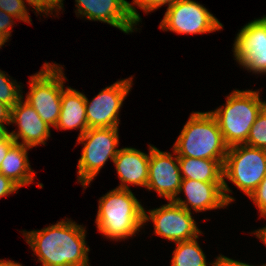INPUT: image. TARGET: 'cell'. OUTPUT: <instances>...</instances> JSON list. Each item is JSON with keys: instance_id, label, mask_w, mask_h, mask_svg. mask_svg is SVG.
Listing matches in <instances>:
<instances>
[{"instance_id": "6da1fadb", "label": "cell", "mask_w": 266, "mask_h": 266, "mask_svg": "<svg viewBox=\"0 0 266 266\" xmlns=\"http://www.w3.org/2000/svg\"><path fill=\"white\" fill-rule=\"evenodd\" d=\"M85 230L67 219L23 235L42 266H90Z\"/></svg>"}, {"instance_id": "7a4b0ae2", "label": "cell", "mask_w": 266, "mask_h": 266, "mask_svg": "<svg viewBox=\"0 0 266 266\" xmlns=\"http://www.w3.org/2000/svg\"><path fill=\"white\" fill-rule=\"evenodd\" d=\"M144 208L130 189L115 188L99 199L96 226L106 238L134 236L144 225Z\"/></svg>"}, {"instance_id": "3957f363", "label": "cell", "mask_w": 266, "mask_h": 266, "mask_svg": "<svg viewBox=\"0 0 266 266\" xmlns=\"http://www.w3.org/2000/svg\"><path fill=\"white\" fill-rule=\"evenodd\" d=\"M228 148L216 118L210 112H194L172 149L178 157L225 160Z\"/></svg>"}, {"instance_id": "277c9868", "label": "cell", "mask_w": 266, "mask_h": 266, "mask_svg": "<svg viewBox=\"0 0 266 266\" xmlns=\"http://www.w3.org/2000/svg\"><path fill=\"white\" fill-rule=\"evenodd\" d=\"M263 109L259 91L234 90L225 106L210 111L216 118L225 143L230 147L244 144L256 117Z\"/></svg>"}, {"instance_id": "5b68a950", "label": "cell", "mask_w": 266, "mask_h": 266, "mask_svg": "<svg viewBox=\"0 0 266 266\" xmlns=\"http://www.w3.org/2000/svg\"><path fill=\"white\" fill-rule=\"evenodd\" d=\"M42 67L39 72L30 76V91L25 101L49 127H55L61 111V94L65 88L66 77L58 64L45 63Z\"/></svg>"}, {"instance_id": "8992f818", "label": "cell", "mask_w": 266, "mask_h": 266, "mask_svg": "<svg viewBox=\"0 0 266 266\" xmlns=\"http://www.w3.org/2000/svg\"><path fill=\"white\" fill-rule=\"evenodd\" d=\"M78 143L84 144L78 161V182L87 187L99 173L108 158L112 161L119 149L118 128H89L78 137Z\"/></svg>"}, {"instance_id": "52a82bcc", "label": "cell", "mask_w": 266, "mask_h": 266, "mask_svg": "<svg viewBox=\"0 0 266 266\" xmlns=\"http://www.w3.org/2000/svg\"><path fill=\"white\" fill-rule=\"evenodd\" d=\"M266 176V150L245 144L228 148L223 163V179L227 178L247 196Z\"/></svg>"}, {"instance_id": "ba28073f", "label": "cell", "mask_w": 266, "mask_h": 266, "mask_svg": "<svg viewBox=\"0 0 266 266\" xmlns=\"http://www.w3.org/2000/svg\"><path fill=\"white\" fill-rule=\"evenodd\" d=\"M223 25L203 5L193 0H177L160 22V29L177 34H202L218 31Z\"/></svg>"}, {"instance_id": "9c48e42d", "label": "cell", "mask_w": 266, "mask_h": 266, "mask_svg": "<svg viewBox=\"0 0 266 266\" xmlns=\"http://www.w3.org/2000/svg\"><path fill=\"white\" fill-rule=\"evenodd\" d=\"M148 211L149 215L144 209V224L151 219L155 234L163 238L176 243L198 238L201 234L192 213L172 200L166 205Z\"/></svg>"}, {"instance_id": "30bf717a", "label": "cell", "mask_w": 266, "mask_h": 266, "mask_svg": "<svg viewBox=\"0 0 266 266\" xmlns=\"http://www.w3.org/2000/svg\"><path fill=\"white\" fill-rule=\"evenodd\" d=\"M132 85L130 77L107 86L90 102L85 96L88 129L118 128L119 110Z\"/></svg>"}, {"instance_id": "8fae6325", "label": "cell", "mask_w": 266, "mask_h": 266, "mask_svg": "<svg viewBox=\"0 0 266 266\" xmlns=\"http://www.w3.org/2000/svg\"><path fill=\"white\" fill-rule=\"evenodd\" d=\"M234 57L245 69L266 73V18L246 24L234 42Z\"/></svg>"}, {"instance_id": "7c38bea8", "label": "cell", "mask_w": 266, "mask_h": 266, "mask_svg": "<svg viewBox=\"0 0 266 266\" xmlns=\"http://www.w3.org/2000/svg\"><path fill=\"white\" fill-rule=\"evenodd\" d=\"M79 15L88 20L102 21L123 31L133 32L141 17L126 0H75Z\"/></svg>"}, {"instance_id": "4fadbf2b", "label": "cell", "mask_w": 266, "mask_h": 266, "mask_svg": "<svg viewBox=\"0 0 266 266\" xmlns=\"http://www.w3.org/2000/svg\"><path fill=\"white\" fill-rule=\"evenodd\" d=\"M176 162H175V161ZM182 175L178 155L172 157L169 152H163L150 145L149 174L147 189L158 192L169 201L178 196Z\"/></svg>"}, {"instance_id": "5bb4252c", "label": "cell", "mask_w": 266, "mask_h": 266, "mask_svg": "<svg viewBox=\"0 0 266 266\" xmlns=\"http://www.w3.org/2000/svg\"><path fill=\"white\" fill-rule=\"evenodd\" d=\"M223 189L224 183L182 179L178 194L183 191L187 201L180 197H175L172 201L189 212L192 208L195 212L223 208L228 206Z\"/></svg>"}, {"instance_id": "9a60e30c", "label": "cell", "mask_w": 266, "mask_h": 266, "mask_svg": "<svg viewBox=\"0 0 266 266\" xmlns=\"http://www.w3.org/2000/svg\"><path fill=\"white\" fill-rule=\"evenodd\" d=\"M10 123L18 125V132H11L17 144L28 147L45 145V141L50 137V127L40 118L35 109L23 100V97L11 108ZM20 138L21 143L18 141Z\"/></svg>"}, {"instance_id": "2e32d148", "label": "cell", "mask_w": 266, "mask_h": 266, "mask_svg": "<svg viewBox=\"0 0 266 266\" xmlns=\"http://www.w3.org/2000/svg\"><path fill=\"white\" fill-rule=\"evenodd\" d=\"M149 155L135 148L119 149L113 163L116 166L117 174L121 184L120 189H129L127 184L147 187L149 174Z\"/></svg>"}, {"instance_id": "e0dca14e", "label": "cell", "mask_w": 266, "mask_h": 266, "mask_svg": "<svg viewBox=\"0 0 266 266\" xmlns=\"http://www.w3.org/2000/svg\"><path fill=\"white\" fill-rule=\"evenodd\" d=\"M182 179H192L206 183H224V196L228 204L234 198L225 192H231L223 179L224 160L178 157Z\"/></svg>"}, {"instance_id": "ac0fdd59", "label": "cell", "mask_w": 266, "mask_h": 266, "mask_svg": "<svg viewBox=\"0 0 266 266\" xmlns=\"http://www.w3.org/2000/svg\"><path fill=\"white\" fill-rule=\"evenodd\" d=\"M55 128L80 129L79 136L88 130L85 107V95L76 89L67 87L61 94V111Z\"/></svg>"}, {"instance_id": "d6986e66", "label": "cell", "mask_w": 266, "mask_h": 266, "mask_svg": "<svg viewBox=\"0 0 266 266\" xmlns=\"http://www.w3.org/2000/svg\"><path fill=\"white\" fill-rule=\"evenodd\" d=\"M31 147L15 143L7 152L0 166V173L19 187L33 182L35 172L30 167L27 150Z\"/></svg>"}, {"instance_id": "ffe728a7", "label": "cell", "mask_w": 266, "mask_h": 266, "mask_svg": "<svg viewBox=\"0 0 266 266\" xmlns=\"http://www.w3.org/2000/svg\"><path fill=\"white\" fill-rule=\"evenodd\" d=\"M196 239L175 243L171 266H207L206 256Z\"/></svg>"}, {"instance_id": "44dd1931", "label": "cell", "mask_w": 266, "mask_h": 266, "mask_svg": "<svg viewBox=\"0 0 266 266\" xmlns=\"http://www.w3.org/2000/svg\"><path fill=\"white\" fill-rule=\"evenodd\" d=\"M5 72L0 70V102L5 103L13 108L23 97L21 94V86L16 85Z\"/></svg>"}, {"instance_id": "7402d4cb", "label": "cell", "mask_w": 266, "mask_h": 266, "mask_svg": "<svg viewBox=\"0 0 266 266\" xmlns=\"http://www.w3.org/2000/svg\"><path fill=\"white\" fill-rule=\"evenodd\" d=\"M244 144L266 150V111L264 109L256 117Z\"/></svg>"}, {"instance_id": "603a6c76", "label": "cell", "mask_w": 266, "mask_h": 266, "mask_svg": "<svg viewBox=\"0 0 266 266\" xmlns=\"http://www.w3.org/2000/svg\"><path fill=\"white\" fill-rule=\"evenodd\" d=\"M0 10L26 23H30L31 21L30 15L22 0H0Z\"/></svg>"}, {"instance_id": "cb8c5ba5", "label": "cell", "mask_w": 266, "mask_h": 266, "mask_svg": "<svg viewBox=\"0 0 266 266\" xmlns=\"http://www.w3.org/2000/svg\"><path fill=\"white\" fill-rule=\"evenodd\" d=\"M24 1L22 0L24 5H26ZM26 2L30 6H34L33 8H35L36 12H44V14L63 8V0H26Z\"/></svg>"}, {"instance_id": "d4e9b609", "label": "cell", "mask_w": 266, "mask_h": 266, "mask_svg": "<svg viewBox=\"0 0 266 266\" xmlns=\"http://www.w3.org/2000/svg\"><path fill=\"white\" fill-rule=\"evenodd\" d=\"M249 197L259 208L260 216L266 217V176Z\"/></svg>"}, {"instance_id": "484cf974", "label": "cell", "mask_w": 266, "mask_h": 266, "mask_svg": "<svg viewBox=\"0 0 266 266\" xmlns=\"http://www.w3.org/2000/svg\"><path fill=\"white\" fill-rule=\"evenodd\" d=\"M176 1L177 0H133V4L137 5L144 12L148 13L165 4H168V7L172 6Z\"/></svg>"}, {"instance_id": "4316f807", "label": "cell", "mask_w": 266, "mask_h": 266, "mask_svg": "<svg viewBox=\"0 0 266 266\" xmlns=\"http://www.w3.org/2000/svg\"><path fill=\"white\" fill-rule=\"evenodd\" d=\"M14 18V16L0 10V36H2L6 41H8L7 39H9L11 35Z\"/></svg>"}, {"instance_id": "83f0119b", "label": "cell", "mask_w": 266, "mask_h": 266, "mask_svg": "<svg viewBox=\"0 0 266 266\" xmlns=\"http://www.w3.org/2000/svg\"><path fill=\"white\" fill-rule=\"evenodd\" d=\"M19 188L20 187L10 178L5 177L2 173H0V198L16 193Z\"/></svg>"}, {"instance_id": "f1b7e54d", "label": "cell", "mask_w": 266, "mask_h": 266, "mask_svg": "<svg viewBox=\"0 0 266 266\" xmlns=\"http://www.w3.org/2000/svg\"><path fill=\"white\" fill-rule=\"evenodd\" d=\"M210 265L212 266H253L247 263H242L240 261L230 259L226 256H223L222 254L217 257L215 262H213L212 264L210 263ZM262 266H266V264H263Z\"/></svg>"}, {"instance_id": "f546056e", "label": "cell", "mask_w": 266, "mask_h": 266, "mask_svg": "<svg viewBox=\"0 0 266 266\" xmlns=\"http://www.w3.org/2000/svg\"><path fill=\"white\" fill-rule=\"evenodd\" d=\"M15 143L16 142L12 136H10L7 140L0 142V166L4 158L6 157L7 152Z\"/></svg>"}, {"instance_id": "4dcf8cb0", "label": "cell", "mask_w": 266, "mask_h": 266, "mask_svg": "<svg viewBox=\"0 0 266 266\" xmlns=\"http://www.w3.org/2000/svg\"><path fill=\"white\" fill-rule=\"evenodd\" d=\"M11 122V107L0 102V123L10 124Z\"/></svg>"}, {"instance_id": "1f68e13d", "label": "cell", "mask_w": 266, "mask_h": 266, "mask_svg": "<svg viewBox=\"0 0 266 266\" xmlns=\"http://www.w3.org/2000/svg\"><path fill=\"white\" fill-rule=\"evenodd\" d=\"M11 136V132H8L3 123H0V142L7 140Z\"/></svg>"}, {"instance_id": "d6a6232c", "label": "cell", "mask_w": 266, "mask_h": 266, "mask_svg": "<svg viewBox=\"0 0 266 266\" xmlns=\"http://www.w3.org/2000/svg\"><path fill=\"white\" fill-rule=\"evenodd\" d=\"M254 233L266 245V226L256 230Z\"/></svg>"}, {"instance_id": "836d02e7", "label": "cell", "mask_w": 266, "mask_h": 266, "mask_svg": "<svg viewBox=\"0 0 266 266\" xmlns=\"http://www.w3.org/2000/svg\"><path fill=\"white\" fill-rule=\"evenodd\" d=\"M0 266H22L20 263H15L14 261L9 260H0Z\"/></svg>"}, {"instance_id": "e575fe53", "label": "cell", "mask_w": 266, "mask_h": 266, "mask_svg": "<svg viewBox=\"0 0 266 266\" xmlns=\"http://www.w3.org/2000/svg\"><path fill=\"white\" fill-rule=\"evenodd\" d=\"M7 41L2 37L0 36V48L2 47V45H4V43H6Z\"/></svg>"}, {"instance_id": "d590c367", "label": "cell", "mask_w": 266, "mask_h": 266, "mask_svg": "<svg viewBox=\"0 0 266 266\" xmlns=\"http://www.w3.org/2000/svg\"><path fill=\"white\" fill-rule=\"evenodd\" d=\"M263 109L266 111V101H263Z\"/></svg>"}]
</instances>
